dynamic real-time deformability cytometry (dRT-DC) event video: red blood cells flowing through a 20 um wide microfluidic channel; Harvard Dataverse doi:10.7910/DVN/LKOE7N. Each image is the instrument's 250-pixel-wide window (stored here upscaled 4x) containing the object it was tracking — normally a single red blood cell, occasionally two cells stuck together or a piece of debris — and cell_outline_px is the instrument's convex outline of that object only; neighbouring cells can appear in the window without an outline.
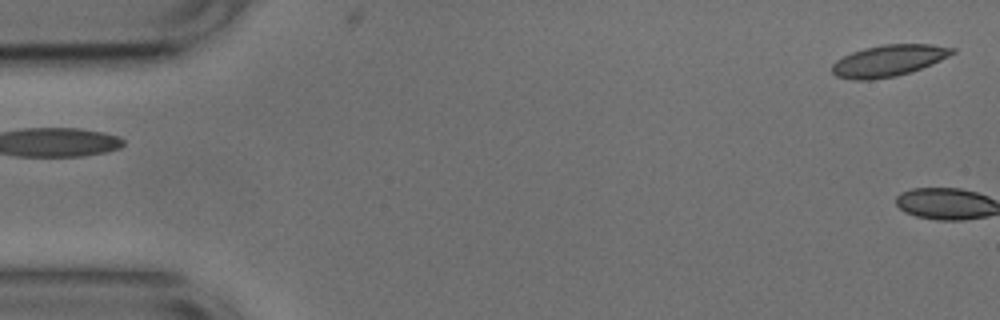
{"species": "common noctule bat (a hibernating species)", "species_latin": "Nyctalus noctula", "temperature_condition": "cold", "stored_images_in_passage": 3, "camera_frame_rate_fps": 3000, "um_per_image_px": 0.085, "animal": {"sex": "male", "body_mass_g": 17.9, "forearm_length_mm": 54.2}, "frame": {"image": 1, "passage_image": 2, "time_ms": 0.333, "image_size_px": [1000, 320], "cell_outline_px": [[956, 52], [932, 64], [896, 76], [868, 80], [852, 80], [836, 76], [832, 72], [832, 64], [836, 60], [852, 52], [864, 48], [884, 44], [932, 44], [956, 48]], "centroid_in_image_um": [75.52, 5.15], "position_along_channel_um": 9.5, "area_um2": 21.96}}